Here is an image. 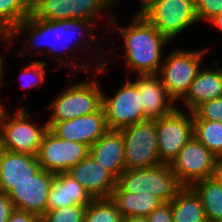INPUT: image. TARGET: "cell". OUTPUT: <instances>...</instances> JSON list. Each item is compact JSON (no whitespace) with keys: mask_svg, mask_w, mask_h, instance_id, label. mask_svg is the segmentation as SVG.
Instances as JSON below:
<instances>
[{"mask_svg":"<svg viewBox=\"0 0 222 222\" xmlns=\"http://www.w3.org/2000/svg\"><path fill=\"white\" fill-rule=\"evenodd\" d=\"M7 222H40V217L34 213L15 208Z\"/></svg>","mask_w":222,"mask_h":222,"instance_id":"836d02e7","label":"cell"},{"mask_svg":"<svg viewBox=\"0 0 222 222\" xmlns=\"http://www.w3.org/2000/svg\"><path fill=\"white\" fill-rule=\"evenodd\" d=\"M93 199L91 194L70 174L60 172L54 175L46 211L75 204L87 207Z\"/></svg>","mask_w":222,"mask_h":222,"instance_id":"ffe728a7","label":"cell"},{"mask_svg":"<svg viewBox=\"0 0 222 222\" xmlns=\"http://www.w3.org/2000/svg\"><path fill=\"white\" fill-rule=\"evenodd\" d=\"M170 205L173 222H207L201 198L191 186H182Z\"/></svg>","mask_w":222,"mask_h":222,"instance_id":"603a6c76","label":"cell"},{"mask_svg":"<svg viewBox=\"0 0 222 222\" xmlns=\"http://www.w3.org/2000/svg\"><path fill=\"white\" fill-rule=\"evenodd\" d=\"M192 113L193 120L222 122V97L201 103Z\"/></svg>","mask_w":222,"mask_h":222,"instance_id":"f1b7e54d","label":"cell"},{"mask_svg":"<svg viewBox=\"0 0 222 222\" xmlns=\"http://www.w3.org/2000/svg\"><path fill=\"white\" fill-rule=\"evenodd\" d=\"M122 217L148 216L159 208L163 201L146 193H129L122 191L117 185L110 195Z\"/></svg>","mask_w":222,"mask_h":222,"instance_id":"7402d4cb","label":"cell"},{"mask_svg":"<svg viewBox=\"0 0 222 222\" xmlns=\"http://www.w3.org/2000/svg\"><path fill=\"white\" fill-rule=\"evenodd\" d=\"M54 173L42 168L24 183L15 186L7 195L14 208L31 212L41 217L46 212L48 195L53 183Z\"/></svg>","mask_w":222,"mask_h":222,"instance_id":"5bb4252c","label":"cell"},{"mask_svg":"<svg viewBox=\"0 0 222 222\" xmlns=\"http://www.w3.org/2000/svg\"><path fill=\"white\" fill-rule=\"evenodd\" d=\"M137 87L127 79L113 97L103 92V110L108 129H122L128 125L147 120Z\"/></svg>","mask_w":222,"mask_h":222,"instance_id":"4fadbf2b","label":"cell"},{"mask_svg":"<svg viewBox=\"0 0 222 222\" xmlns=\"http://www.w3.org/2000/svg\"><path fill=\"white\" fill-rule=\"evenodd\" d=\"M94 160L116 179L126 170L124 141L120 130L108 129L91 147Z\"/></svg>","mask_w":222,"mask_h":222,"instance_id":"d6986e66","label":"cell"},{"mask_svg":"<svg viewBox=\"0 0 222 222\" xmlns=\"http://www.w3.org/2000/svg\"><path fill=\"white\" fill-rule=\"evenodd\" d=\"M125 44L126 64L138 75L158 74L162 49L170 40L141 14H135L127 28L118 27ZM161 60V61H160Z\"/></svg>","mask_w":222,"mask_h":222,"instance_id":"6da1fadb","label":"cell"},{"mask_svg":"<svg viewBox=\"0 0 222 222\" xmlns=\"http://www.w3.org/2000/svg\"><path fill=\"white\" fill-rule=\"evenodd\" d=\"M210 23L222 30V12L210 20Z\"/></svg>","mask_w":222,"mask_h":222,"instance_id":"8d00e7d4","label":"cell"},{"mask_svg":"<svg viewBox=\"0 0 222 222\" xmlns=\"http://www.w3.org/2000/svg\"><path fill=\"white\" fill-rule=\"evenodd\" d=\"M90 147L81 143L57 137L49 128L44 133L36 155L43 170L57 174L67 172L85 159Z\"/></svg>","mask_w":222,"mask_h":222,"instance_id":"30bf717a","label":"cell"},{"mask_svg":"<svg viewBox=\"0 0 222 222\" xmlns=\"http://www.w3.org/2000/svg\"><path fill=\"white\" fill-rule=\"evenodd\" d=\"M96 81L71 84L48 108L53 110L47 122H62L94 113L102 108L103 90Z\"/></svg>","mask_w":222,"mask_h":222,"instance_id":"8992f818","label":"cell"},{"mask_svg":"<svg viewBox=\"0 0 222 222\" xmlns=\"http://www.w3.org/2000/svg\"><path fill=\"white\" fill-rule=\"evenodd\" d=\"M142 1V6L140 8V10L137 12V14H140L147 6H149L151 3H153L156 0H140Z\"/></svg>","mask_w":222,"mask_h":222,"instance_id":"74e56055","label":"cell"},{"mask_svg":"<svg viewBox=\"0 0 222 222\" xmlns=\"http://www.w3.org/2000/svg\"><path fill=\"white\" fill-rule=\"evenodd\" d=\"M46 124L57 137L81 142L89 147L108 130L103 107L78 118L62 122H46Z\"/></svg>","mask_w":222,"mask_h":222,"instance_id":"9a60e30c","label":"cell"},{"mask_svg":"<svg viewBox=\"0 0 222 222\" xmlns=\"http://www.w3.org/2000/svg\"><path fill=\"white\" fill-rule=\"evenodd\" d=\"M215 177L222 183V156L217 157Z\"/></svg>","mask_w":222,"mask_h":222,"instance_id":"d590c367","label":"cell"},{"mask_svg":"<svg viewBox=\"0 0 222 222\" xmlns=\"http://www.w3.org/2000/svg\"><path fill=\"white\" fill-rule=\"evenodd\" d=\"M206 50H174L161 64L158 76L169 95L176 101L188 92L197 72L201 68Z\"/></svg>","mask_w":222,"mask_h":222,"instance_id":"52a82bcc","label":"cell"},{"mask_svg":"<svg viewBox=\"0 0 222 222\" xmlns=\"http://www.w3.org/2000/svg\"><path fill=\"white\" fill-rule=\"evenodd\" d=\"M116 0H32L31 13L44 20H90Z\"/></svg>","mask_w":222,"mask_h":222,"instance_id":"7c38bea8","label":"cell"},{"mask_svg":"<svg viewBox=\"0 0 222 222\" xmlns=\"http://www.w3.org/2000/svg\"><path fill=\"white\" fill-rule=\"evenodd\" d=\"M198 21H210L222 12V0H194Z\"/></svg>","mask_w":222,"mask_h":222,"instance_id":"f546056e","label":"cell"},{"mask_svg":"<svg viewBox=\"0 0 222 222\" xmlns=\"http://www.w3.org/2000/svg\"><path fill=\"white\" fill-rule=\"evenodd\" d=\"M122 222H149L146 216H128L123 217Z\"/></svg>","mask_w":222,"mask_h":222,"instance_id":"e575fe53","label":"cell"},{"mask_svg":"<svg viewBox=\"0 0 222 222\" xmlns=\"http://www.w3.org/2000/svg\"><path fill=\"white\" fill-rule=\"evenodd\" d=\"M93 198H108L116 187V178L89 154L67 171Z\"/></svg>","mask_w":222,"mask_h":222,"instance_id":"ac0fdd59","label":"cell"},{"mask_svg":"<svg viewBox=\"0 0 222 222\" xmlns=\"http://www.w3.org/2000/svg\"><path fill=\"white\" fill-rule=\"evenodd\" d=\"M217 157L194 136L170 162V168L181 186L215 176Z\"/></svg>","mask_w":222,"mask_h":222,"instance_id":"9c48e42d","label":"cell"},{"mask_svg":"<svg viewBox=\"0 0 222 222\" xmlns=\"http://www.w3.org/2000/svg\"><path fill=\"white\" fill-rule=\"evenodd\" d=\"M14 209L13 202L8 195L0 192V222H7Z\"/></svg>","mask_w":222,"mask_h":222,"instance_id":"d6a6232c","label":"cell"},{"mask_svg":"<svg viewBox=\"0 0 222 222\" xmlns=\"http://www.w3.org/2000/svg\"><path fill=\"white\" fill-rule=\"evenodd\" d=\"M193 136L216 157L222 156V122L194 120Z\"/></svg>","mask_w":222,"mask_h":222,"instance_id":"484cf974","label":"cell"},{"mask_svg":"<svg viewBox=\"0 0 222 222\" xmlns=\"http://www.w3.org/2000/svg\"><path fill=\"white\" fill-rule=\"evenodd\" d=\"M95 25V22L90 20H74V19H66V20H44L36 18L32 13L23 20L20 24L15 25L7 34L8 40H13L16 36H19L21 31L27 29V33L30 34L29 38L27 39L29 42L34 43L33 45L37 46L41 41L44 39L45 45L50 48V51L48 54H55L57 53L56 50L59 48V46L62 44L67 43L72 38V35H76L75 31L79 32V29L83 32H81L80 37L81 40H74L73 42L78 44H82V47L86 46L84 45L85 39L83 38L85 36L92 37L91 31L92 27ZM90 28V29H89ZM89 31V32H88ZM87 34V35H86ZM68 40V41H67ZM53 41V42H52ZM67 41V42H66ZM82 42V43H81ZM40 45V44H39ZM44 45V46H45ZM71 49L68 45L66 47V50ZM63 50V49H62Z\"/></svg>","mask_w":222,"mask_h":222,"instance_id":"7a4b0ae2","label":"cell"},{"mask_svg":"<svg viewBox=\"0 0 222 222\" xmlns=\"http://www.w3.org/2000/svg\"><path fill=\"white\" fill-rule=\"evenodd\" d=\"M140 14L169 40L198 22L194 0H156Z\"/></svg>","mask_w":222,"mask_h":222,"instance_id":"ba28073f","label":"cell"},{"mask_svg":"<svg viewBox=\"0 0 222 222\" xmlns=\"http://www.w3.org/2000/svg\"><path fill=\"white\" fill-rule=\"evenodd\" d=\"M116 185L122 191L150 194L164 203L171 202L182 187L167 163L150 168L126 169L118 176Z\"/></svg>","mask_w":222,"mask_h":222,"instance_id":"3957f363","label":"cell"},{"mask_svg":"<svg viewBox=\"0 0 222 222\" xmlns=\"http://www.w3.org/2000/svg\"><path fill=\"white\" fill-rule=\"evenodd\" d=\"M149 222H173L171 205L169 203L162 204L147 216Z\"/></svg>","mask_w":222,"mask_h":222,"instance_id":"1f68e13d","label":"cell"},{"mask_svg":"<svg viewBox=\"0 0 222 222\" xmlns=\"http://www.w3.org/2000/svg\"><path fill=\"white\" fill-rule=\"evenodd\" d=\"M219 97H222V68H200L182 99L192 112L201 103Z\"/></svg>","mask_w":222,"mask_h":222,"instance_id":"44dd1931","label":"cell"},{"mask_svg":"<svg viewBox=\"0 0 222 222\" xmlns=\"http://www.w3.org/2000/svg\"><path fill=\"white\" fill-rule=\"evenodd\" d=\"M40 169L36 156L0 149V192L8 194Z\"/></svg>","mask_w":222,"mask_h":222,"instance_id":"e0dca14e","label":"cell"},{"mask_svg":"<svg viewBox=\"0 0 222 222\" xmlns=\"http://www.w3.org/2000/svg\"><path fill=\"white\" fill-rule=\"evenodd\" d=\"M32 0H0V34L8 32L31 13Z\"/></svg>","mask_w":222,"mask_h":222,"instance_id":"d4e9b609","label":"cell"},{"mask_svg":"<svg viewBox=\"0 0 222 222\" xmlns=\"http://www.w3.org/2000/svg\"><path fill=\"white\" fill-rule=\"evenodd\" d=\"M3 60H4V59L0 58V87H1V84L3 83V82H2V77H3L2 74L4 73V72H3V68H4V65H3L4 62H3ZM0 97H1V96H0ZM1 101H2V100H1V98H0V102H1Z\"/></svg>","mask_w":222,"mask_h":222,"instance_id":"f35d334b","label":"cell"},{"mask_svg":"<svg viewBox=\"0 0 222 222\" xmlns=\"http://www.w3.org/2000/svg\"><path fill=\"white\" fill-rule=\"evenodd\" d=\"M46 62L44 61H35L31 63V65L28 64V66L24 67L23 71L21 72V75H23L22 77L25 79V84L22 83L21 81V76L19 77V81H21V85L24 86V87H33V86H36L40 83H42L45 79V75H46ZM31 78L33 77L34 78V81L30 79V76ZM29 79H28V78ZM26 78L28 80H26ZM36 79V80H35Z\"/></svg>","mask_w":222,"mask_h":222,"instance_id":"4dcf8cb0","label":"cell"},{"mask_svg":"<svg viewBox=\"0 0 222 222\" xmlns=\"http://www.w3.org/2000/svg\"><path fill=\"white\" fill-rule=\"evenodd\" d=\"M3 106L0 107V149L36 156L48 130L47 124L37 127L28 122L32 116L24 106L19 107L13 116Z\"/></svg>","mask_w":222,"mask_h":222,"instance_id":"277c9868","label":"cell"},{"mask_svg":"<svg viewBox=\"0 0 222 222\" xmlns=\"http://www.w3.org/2000/svg\"><path fill=\"white\" fill-rule=\"evenodd\" d=\"M85 211V206L77 204L49 210L40 217V222H83Z\"/></svg>","mask_w":222,"mask_h":222,"instance_id":"83f0119b","label":"cell"},{"mask_svg":"<svg viewBox=\"0 0 222 222\" xmlns=\"http://www.w3.org/2000/svg\"><path fill=\"white\" fill-rule=\"evenodd\" d=\"M189 114L176 108L172 113L156 119L158 154L163 163L170 164L193 137V113Z\"/></svg>","mask_w":222,"mask_h":222,"instance_id":"8fae6325","label":"cell"},{"mask_svg":"<svg viewBox=\"0 0 222 222\" xmlns=\"http://www.w3.org/2000/svg\"><path fill=\"white\" fill-rule=\"evenodd\" d=\"M201 198L207 222L222 220V183L214 176L191 186Z\"/></svg>","mask_w":222,"mask_h":222,"instance_id":"cb8c5ba5","label":"cell"},{"mask_svg":"<svg viewBox=\"0 0 222 222\" xmlns=\"http://www.w3.org/2000/svg\"><path fill=\"white\" fill-rule=\"evenodd\" d=\"M119 130L124 141L126 169L150 168L163 163L158 154L156 119H147Z\"/></svg>","mask_w":222,"mask_h":222,"instance_id":"5b68a950","label":"cell"},{"mask_svg":"<svg viewBox=\"0 0 222 222\" xmlns=\"http://www.w3.org/2000/svg\"><path fill=\"white\" fill-rule=\"evenodd\" d=\"M0 38L4 40L7 39V37H3L1 34H0Z\"/></svg>","mask_w":222,"mask_h":222,"instance_id":"ab89813d","label":"cell"},{"mask_svg":"<svg viewBox=\"0 0 222 222\" xmlns=\"http://www.w3.org/2000/svg\"><path fill=\"white\" fill-rule=\"evenodd\" d=\"M114 202L108 198H94L86 207L83 222H122Z\"/></svg>","mask_w":222,"mask_h":222,"instance_id":"4316f807","label":"cell"},{"mask_svg":"<svg viewBox=\"0 0 222 222\" xmlns=\"http://www.w3.org/2000/svg\"><path fill=\"white\" fill-rule=\"evenodd\" d=\"M131 81L140 95L141 106L147 119H157L172 113L175 100L169 95L158 74L138 75Z\"/></svg>","mask_w":222,"mask_h":222,"instance_id":"2e32d148","label":"cell"}]
</instances>
